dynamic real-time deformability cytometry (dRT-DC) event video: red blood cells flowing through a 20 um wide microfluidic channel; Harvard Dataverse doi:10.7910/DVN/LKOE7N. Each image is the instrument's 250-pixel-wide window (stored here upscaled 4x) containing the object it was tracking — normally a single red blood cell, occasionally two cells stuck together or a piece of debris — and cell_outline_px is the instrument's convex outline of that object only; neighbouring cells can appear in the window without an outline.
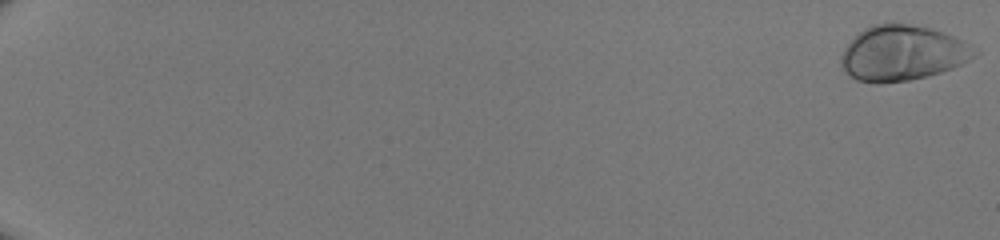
{"species": "human", "species_latin": "Homo sapiens", "temperature_condition": "room temperature", "stored_images_in_passage": 51, "camera_frame_rate_fps": 3000, "um_per_image_px": 0.085, "donor": {"sex": "male"}, "frame": {"image": 1, "passage_image": 1, "time_ms": 0.0, "image_size_px": [1000, 240], "cell_outline_px": [[980, 52], [976, 56], [952, 68], [928, 76], [908, 80], [880, 84], [876, 84], [856, 80], [840, 64], [840, 56], [844, 48], [856, 32], [872, 24], [908, 24], [932, 28], [952, 36], [968, 44]], "centroid_in_image_um": [76.67, 4.52], "position_along_channel_um": 8.3, "area_um2": 42.89}}
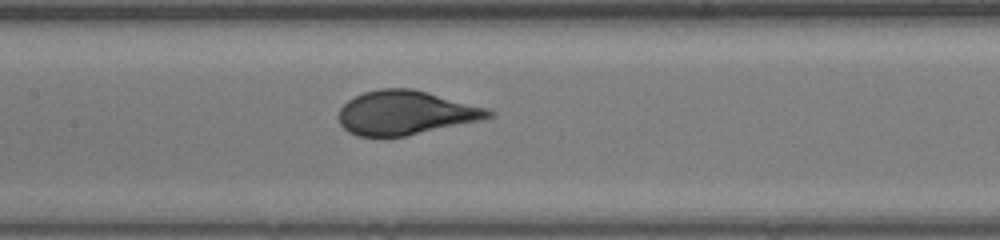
{"frame": {"image": 2, "passage_image": 29, "time_ms": 9.333, "image_size_px": [1000, 240], "cell_outline_px": [[496, 116], [480, 120], [404, 136], [356, 136], [348, 132], [340, 124], [340, 108], [348, 100], [364, 92], [380, 88], [412, 88], [428, 92], [488, 108], [496, 112]], "centroid_in_image_um": [34.5, 9.57], "position_along_channel_um": 172.9, "area_um2": 38.26}}
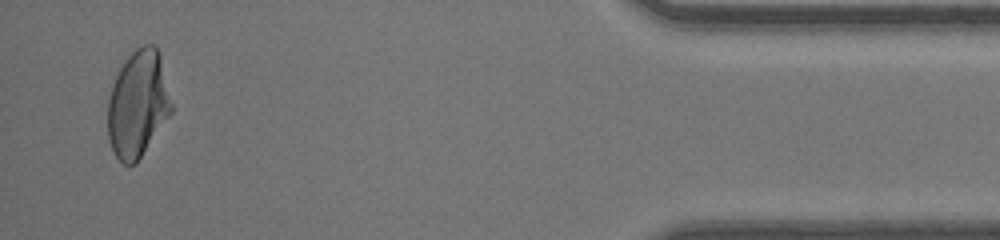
{"frame": {"image": 3, "passage_image": 50, "time_ms": 16.333, "image_size_px": [1000, 240], "cell_outline_px": [[172, 112], [136, 164], [124, 164], [116, 156], [108, 140], [108, 100], [116, 76], [120, 68], [128, 56], [136, 48], [144, 44], [152, 44], [156, 48], [160, 56], [172, 104]], "centroid_in_image_um": [11.72, 8.86], "position_along_channel_um": 423.5, "area_um2": 39.19}}